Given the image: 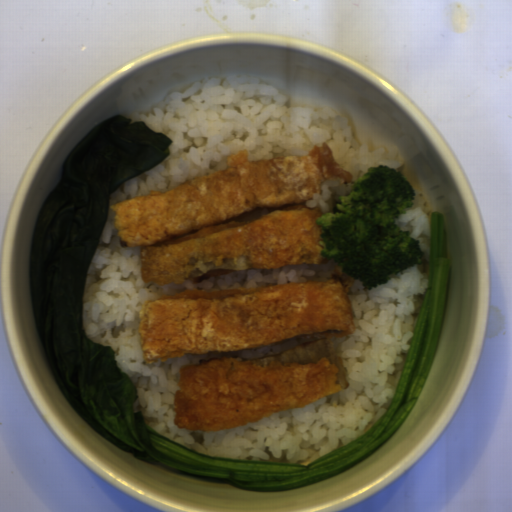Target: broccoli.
Returning a JSON list of instances; mask_svg holds the SVG:
<instances>
[{
    "label": "broccoli",
    "mask_w": 512,
    "mask_h": 512,
    "mask_svg": "<svg viewBox=\"0 0 512 512\" xmlns=\"http://www.w3.org/2000/svg\"><path fill=\"white\" fill-rule=\"evenodd\" d=\"M416 192L396 168L377 164L367 168L346 195H338L335 211L316 220L321 228L320 255L370 290L390 282L391 274L421 264L418 238L396 220L413 207Z\"/></svg>",
    "instance_id": "1706d50b"
}]
</instances>
